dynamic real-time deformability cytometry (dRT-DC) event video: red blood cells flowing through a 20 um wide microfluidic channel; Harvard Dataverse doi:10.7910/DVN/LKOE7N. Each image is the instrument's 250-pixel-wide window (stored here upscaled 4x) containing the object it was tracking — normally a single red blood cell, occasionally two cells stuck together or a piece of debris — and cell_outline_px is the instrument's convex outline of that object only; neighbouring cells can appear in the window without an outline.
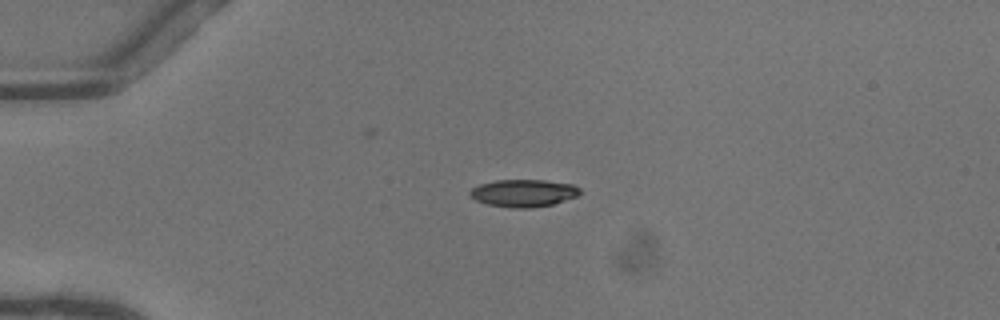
{"species": "common noctule bat (a hibernating species)", "species_latin": "Nyctalus noctula", "temperature_condition": "warm", "stored_images_in_passage": 39, "camera_frame_rate_fps": 3000, "um_per_image_px": 0.085, "animal": {"sex": "female"}, "frame": {"image": 1, "passage_image": 1, "time_ms": 0.0, "image_size_px": [1000, 320], "cell_outline_px": [[580, 192], [576, 196], [552, 204], [532, 208], [512, 208], [488, 204], [476, 200], [468, 196], [468, 192], [472, 188], [480, 184], [496, 180], [544, 180], [572, 184], [580, 188]], "centroid_in_image_um": [44.46, 16.41], "position_along_channel_um": 40.5, "area_um2": 17.51}}
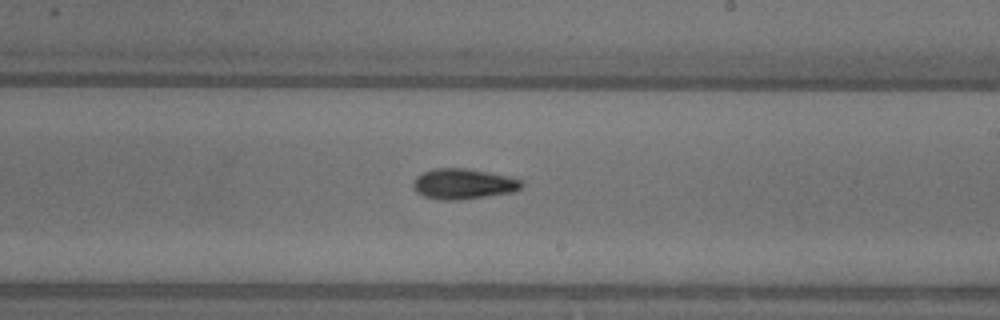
{"frame": {"image": 2, "passage_image": 19, "time_ms": 6.0, "image_size_px": [1000, 320], "cell_outline_px": [[524, 184], [520, 188], [512, 192], [460, 200], [440, 200], [424, 196], [416, 192], [412, 188], [412, 184], [416, 176], [424, 172], [436, 168], [464, 168], [508, 176], [520, 180]], "centroid_in_image_um": [39.33, 15.64], "position_along_channel_um": 249.7, "area_um2": 19.13}}
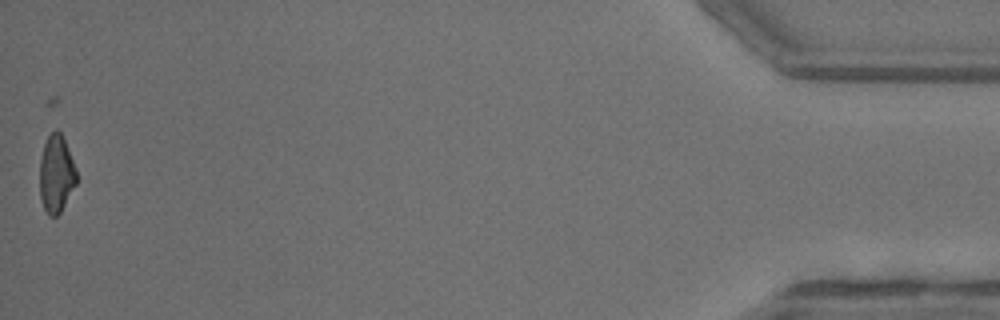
{"frame": {"image": 3, "passage_image": 39, "time_ms": 12.667, "image_size_px": [1000, 320], "cell_outline_px": [[76, 184], [60, 212], [56, 216], [48, 216], [40, 200], [40, 160], [44, 144], [48, 136], [56, 128], [60, 132], [64, 140], [72, 160], [76, 172]], "centroid_in_image_um": [4.76, 14.8], "position_along_channel_um": 430.4, "area_um2": 16.36}, "authors_computed_cell_mechanics": {"area_um2": 18.0336, "velocity_mm_per_s": 4.1161, "shape_relaxation_time_tau1_ms": 6.1128, "shape_relaxation_time_tau2_ms": null, "deformation_change_tau1": 0.1842, "deformation_change_tau2": null}}